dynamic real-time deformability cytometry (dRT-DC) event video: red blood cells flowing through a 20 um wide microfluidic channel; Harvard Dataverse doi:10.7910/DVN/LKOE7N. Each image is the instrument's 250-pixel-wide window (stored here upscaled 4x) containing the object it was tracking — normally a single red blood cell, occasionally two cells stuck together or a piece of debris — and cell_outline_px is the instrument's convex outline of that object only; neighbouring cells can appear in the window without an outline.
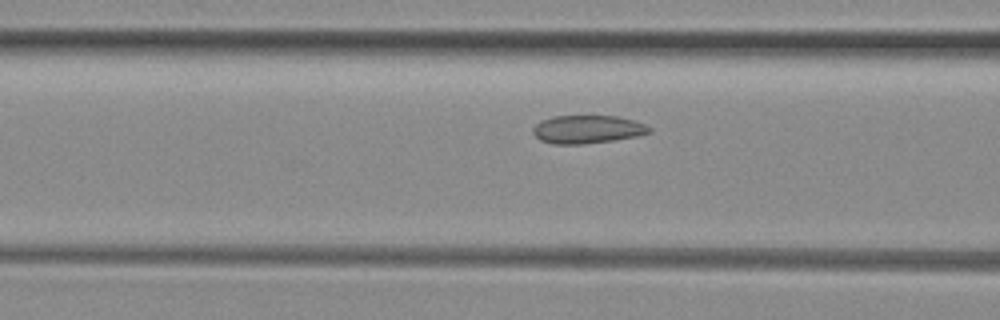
{"species": "common noctule bat (a hibernating species)", "species_latin": "Nyctalus noctula", "temperature_condition": "room temperature", "stored_images_in_passage": 50, "camera_frame_rate_fps": 3000, "um_per_image_px": 0.085, "animal": {"sex": "female", "body_mass_g": 29.2, "forearm_length_mm": 56.3}, "frame": {"image": 1, "passage_image": 18, "time_ms": 5.667, "image_size_px": [1000, 320], "cell_outline_px": [[652, 132], [640, 136], [584, 144], [552, 144], [540, 140], [532, 132], [532, 128], [540, 120], [552, 116], [616, 116], [632, 120], [644, 124], [652, 128]], "centroid_in_image_um": [49.92, 11.0], "position_along_channel_um": 116.7, "area_um2": 19.19}}
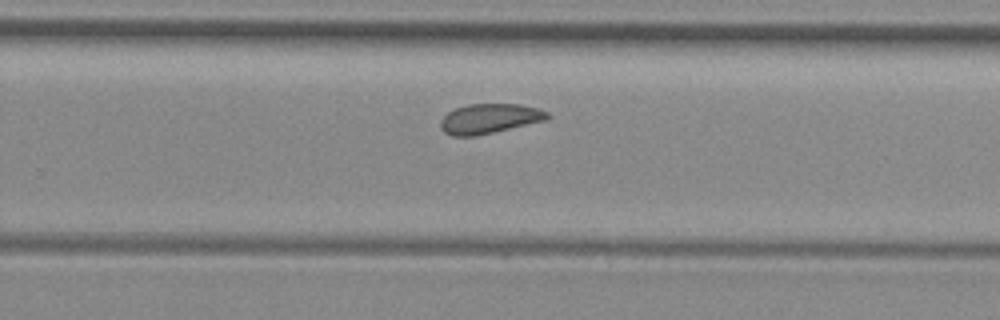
{"frame": {"image": 2, "passage_image": 31, "time_ms": 10.0, "image_size_px": [1000, 320], "cell_outline_px": [[548, 120], [492, 132], [472, 136], [452, 136], [444, 132], [440, 128], [440, 120], [448, 112], [456, 108], [468, 104], [520, 104], [540, 108], [548, 112]], "centroid_in_image_um": [41.6, 10.07], "position_along_channel_um": 288.2, "area_um2": 18.5}}
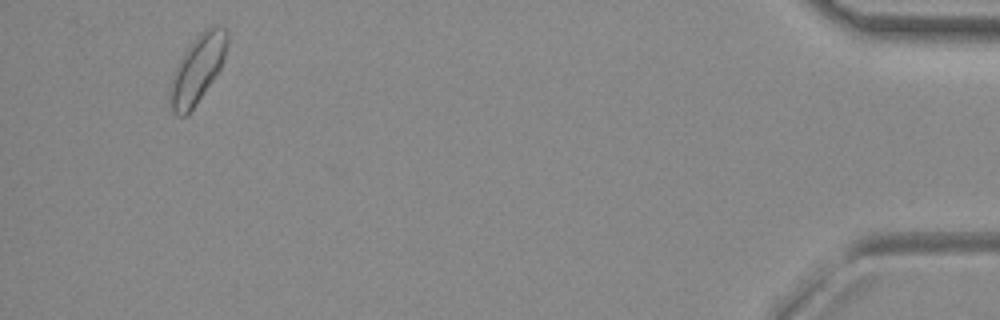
{"frame": {"image": 3, "passage_image": 47, "time_ms": 15.333, "image_size_px": [1000, 320], "cell_outline_px": [[228, 44], [224, 60], [220, 68], [212, 80], [192, 108], [184, 116], [176, 116], [172, 112], [168, 96], [168, 88], [176, 64], [184, 52], [208, 28], [224, 28], [228, 32]], "centroid_in_image_um": [16.74, 5.93], "position_along_channel_um": 418.5, "area_um2": 21.91}, "authors_computed_cell_mechanics": {"area_um2": 19.5364, "velocity_mm_per_s": 3.9696, "shape_relaxation_time_tau1_ms": null, "shape_relaxation_time_tau2_ms": 2.1107, "deformation_change_tau1": null, "deformation_change_tau2": 0.0548}}